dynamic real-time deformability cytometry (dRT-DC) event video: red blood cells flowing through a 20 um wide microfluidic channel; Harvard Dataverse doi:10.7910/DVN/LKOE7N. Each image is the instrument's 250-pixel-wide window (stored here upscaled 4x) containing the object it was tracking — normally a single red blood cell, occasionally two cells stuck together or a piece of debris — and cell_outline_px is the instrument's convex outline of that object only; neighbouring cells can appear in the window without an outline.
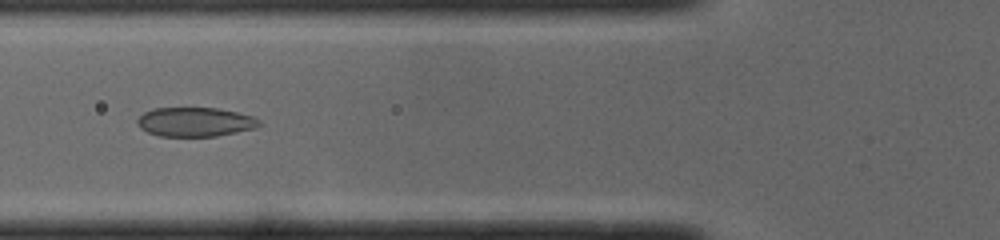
{"species": "common noctule bat (a hibernating species)", "species_latin": "Nyctalus noctula", "temperature_condition": "cold", "stored_images_in_passage": 49, "camera_frame_rate_fps": 3000, "um_per_image_px": 0.085, "animal": {"sex": "male", "body_mass_g": 19.0, "forearm_length_mm": 50.8}, "frame": {"image": 1, "passage_image": 17, "time_ms": 5.333, "image_size_px": [1000, 240], "cell_outline_px": [[260, 124], [256, 128], [216, 136], [160, 136], [148, 132], [140, 128], [136, 124], [136, 120], [144, 112], [152, 108], [216, 108], [236, 112], [252, 116], [260, 120]], "centroid_in_image_um": [16.55, 10.36], "position_along_channel_um": 109.2, "area_um2": 20.69}}
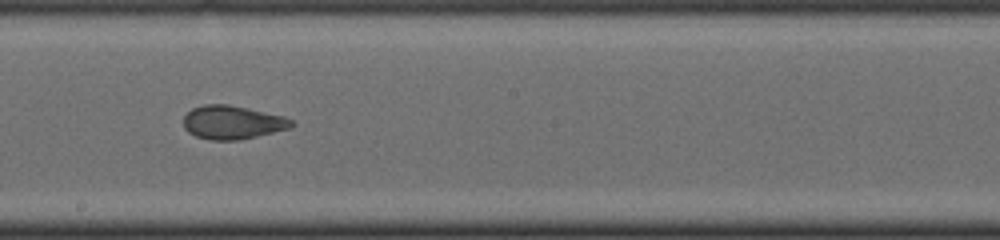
{"frame": {"image": 2, "passage_image": 26, "time_ms": 8.333, "image_size_px": [1000, 240], "cell_outline_px": [[296, 124], [288, 128], [240, 140], [208, 140], [196, 136], [188, 132], [184, 128], [184, 116], [192, 108], [204, 104], [228, 104], [248, 108], [284, 116], [292, 120]], "centroid_in_image_um": [19.73, 10.39], "position_along_channel_um": 228.5, "area_um2": 21.1}}
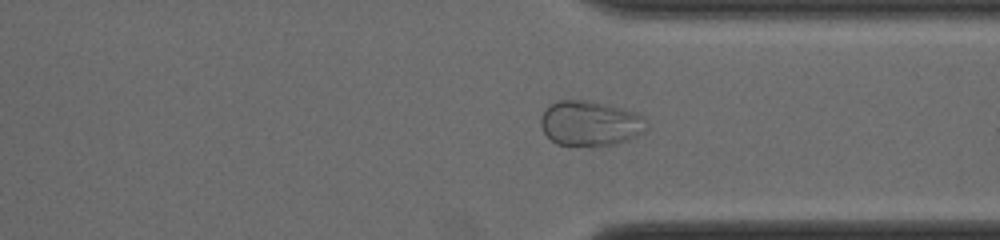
{"frame": {"image": 3, "passage_image": 36, "time_ms": 11.667, "image_size_px": [1000, 240], "cell_outline_px": [[648, 128], [644, 132], [628, 140], [616, 144], [600, 148], [556, 144], [544, 132], [540, 124], [540, 120], [544, 112], [556, 100], [592, 100], [608, 104], [644, 116]], "centroid_in_image_um": [50.19, 10.52], "position_along_channel_um": 361.2, "area_um2": 28.26}, "authors_computed_cell_mechanics": {"area_um2": 24.1604, "velocity_mm_per_s": 3.9782, "shape_relaxation_time_tau1_ms": 9.9718, "shape_relaxation_time_tau2_ms": 1.0542, "deformation_change_tau1": 0.2012, "deformation_change_tau2": 0.0702}}